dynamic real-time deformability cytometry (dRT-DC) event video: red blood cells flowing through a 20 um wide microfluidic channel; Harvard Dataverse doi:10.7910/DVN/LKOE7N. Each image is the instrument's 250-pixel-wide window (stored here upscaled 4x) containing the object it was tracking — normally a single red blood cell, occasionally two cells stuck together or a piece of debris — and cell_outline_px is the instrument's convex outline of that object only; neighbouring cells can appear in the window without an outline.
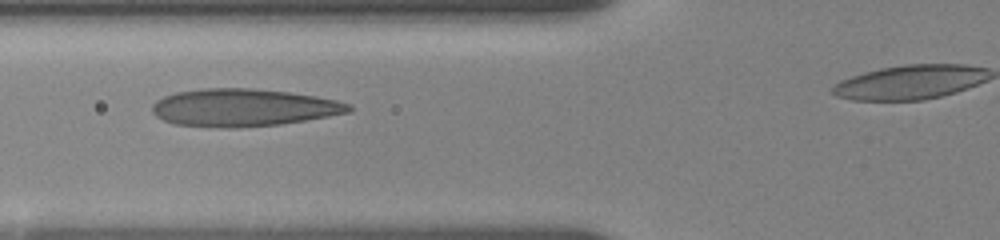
{"species": "human", "species_latin": "Homo sapiens", "temperature_condition": "room temperature", "stored_images_in_passage": 8, "segment_of_instrument_passage": [1, 2], "camera_frame_rate_fps": 3000, "um_per_image_px": 0.085, "donor": {"sex": "female"}, "frame": {"image": 1, "passage_image": 5, "time_ms": 4.333, "image_size_px": [1000, 240], "cell_outline_px": [[352, 112], [280, 124], [236, 128], [220, 128], [172, 124], [156, 116], [152, 112], [152, 104], [156, 100], [164, 96], [176, 92], [204, 88], [248, 88], [288, 92], [316, 96], [336, 100], [352, 104]], "centroid_in_image_um": [20.67, 9.15], "position_along_channel_um": 105.1, "area_um2": 43.18}}
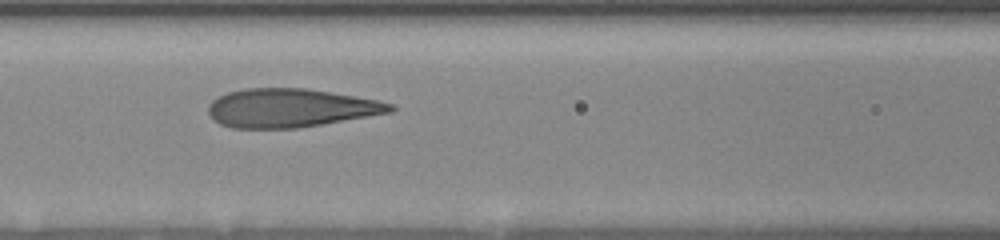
{"frame": {"image": 2, "passage_image": 6, "time_ms": 5.333, "image_size_px": [1000, 240], "cell_outline_px": [[396, 108], [392, 112], [296, 128], [232, 128], [220, 124], [212, 120], [208, 112], [208, 104], [212, 100], [228, 92], [244, 88], [308, 88], [380, 100], [392, 104]], "centroid_in_image_um": [24.67, 9.17], "position_along_channel_um": 141.9, "area_um2": 40.98}}
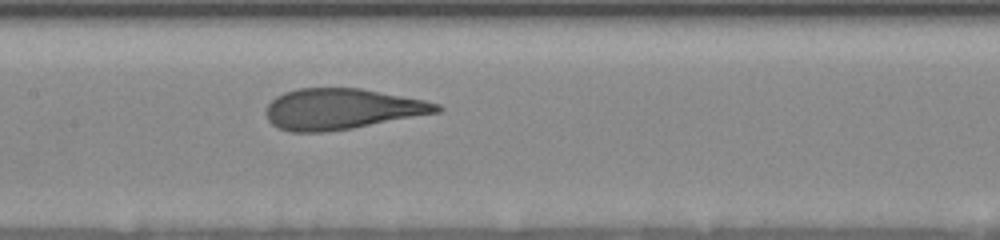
{"frame": {"image": 3, "passage_image": 7, "time_ms": 6.333, "image_size_px": [1000, 240], "cell_outline_px": [[444, 108], [440, 112], [352, 128], [324, 132], [292, 132], [280, 128], [272, 124], [268, 120], [264, 112], [268, 104], [276, 96], [284, 92], [300, 88], [360, 88], [424, 100], [440, 104]], "centroid_in_image_um": [29.04, 9.26], "position_along_channel_um": 178.4, "area_um2": 40.52}}